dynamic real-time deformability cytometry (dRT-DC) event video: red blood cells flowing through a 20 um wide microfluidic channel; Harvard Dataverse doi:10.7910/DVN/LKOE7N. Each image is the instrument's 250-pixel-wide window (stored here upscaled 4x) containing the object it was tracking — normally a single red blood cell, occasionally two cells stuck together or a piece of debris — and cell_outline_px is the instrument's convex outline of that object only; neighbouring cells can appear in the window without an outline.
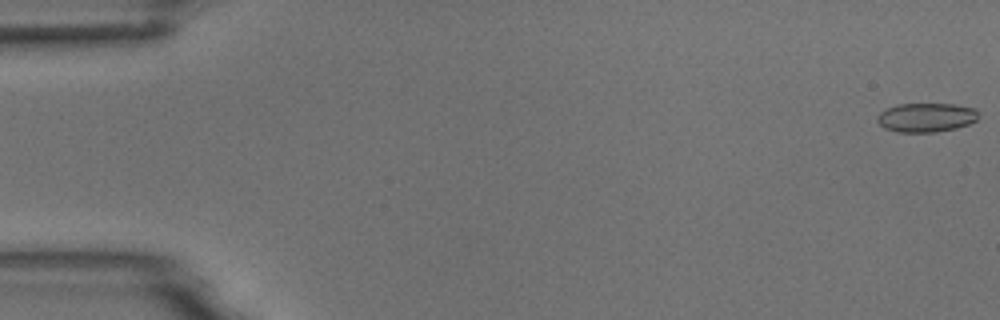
{"species": "common noctule bat (a hibernating species)", "species_latin": "Nyctalus noctula", "temperature_condition": "room temperature", "stored_images_in_passage": 55, "camera_frame_rate_fps": 3000, "um_per_image_px": 0.085, "animal": {"sex": "male", "body_mass_g": 18.8}, "frame": {"image": 1, "passage_image": 1, "time_ms": 0.0, "image_size_px": [1000, 320], "cell_outline_px": [[980, 116], [976, 120], [968, 124], [956, 128], [936, 132], [896, 132], [884, 128], [876, 120], [876, 116], [880, 112], [896, 104], [956, 104], [976, 108]], "centroid_in_image_um": [78.73, 9.98], "position_along_channel_um": 6.3, "area_um2": 17.34}}
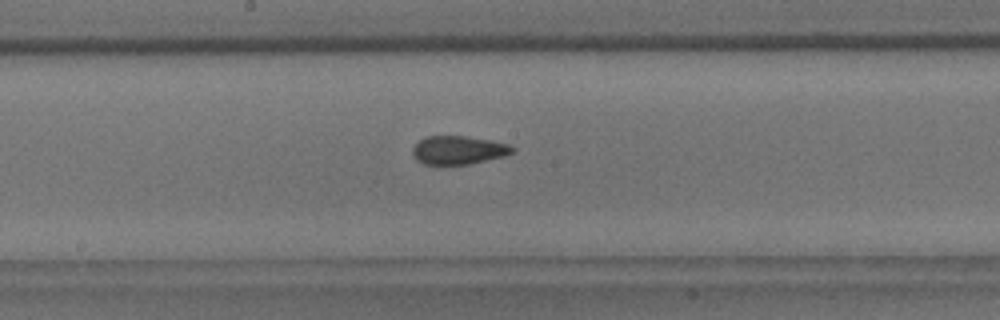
{"frame": {"image": 2, "passage_image": 29, "time_ms": 9.333, "image_size_px": [1000, 320], "cell_outline_px": [[516, 148], [512, 152], [504, 156], [468, 164], [424, 164], [416, 160], [412, 156], [412, 148], [424, 136], [464, 136], [492, 140], [508, 144]], "centroid_in_image_um": [38.94, 12.75], "position_along_channel_um": 209.3, "area_um2": 16.53}}
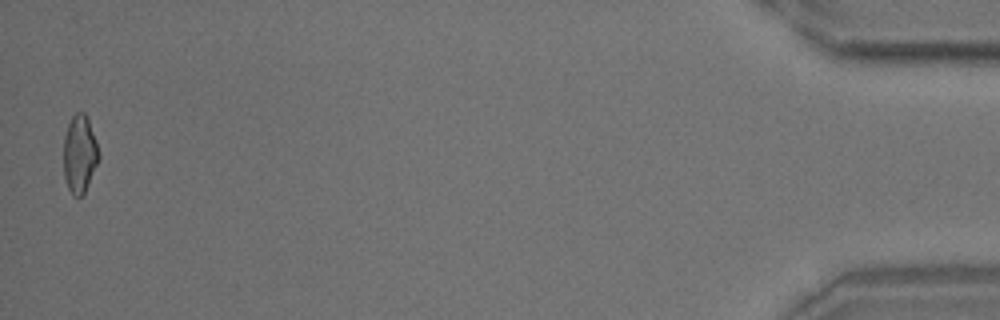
{"frame": {"image": 3, "passage_image": 54, "time_ms": 17.667, "image_size_px": [1000, 320], "cell_outline_px": [[100, 156], [88, 184], [84, 192], [80, 196], [72, 196], [68, 188], [64, 176], [64, 136], [68, 124], [72, 116], [76, 112], [84, 112], [88, 120], [96, 140], [100, 152]], "centroid_in_image_um": [6.76, 13.08], "position_along_channel_um": 428.4, "area_um2": 15.84}, "authors_computed_cell_mechanics": {"area_um2": 16.762, "velocity_mm_per_s": 3.735, "shape_relaxation_time_tau1_ms": 11.1679, "shape_relaxation_time_tau2_ms": 1.0679, "deformation_change_tau1": 0.1901, "deformation_change_tau2": 0.065}}